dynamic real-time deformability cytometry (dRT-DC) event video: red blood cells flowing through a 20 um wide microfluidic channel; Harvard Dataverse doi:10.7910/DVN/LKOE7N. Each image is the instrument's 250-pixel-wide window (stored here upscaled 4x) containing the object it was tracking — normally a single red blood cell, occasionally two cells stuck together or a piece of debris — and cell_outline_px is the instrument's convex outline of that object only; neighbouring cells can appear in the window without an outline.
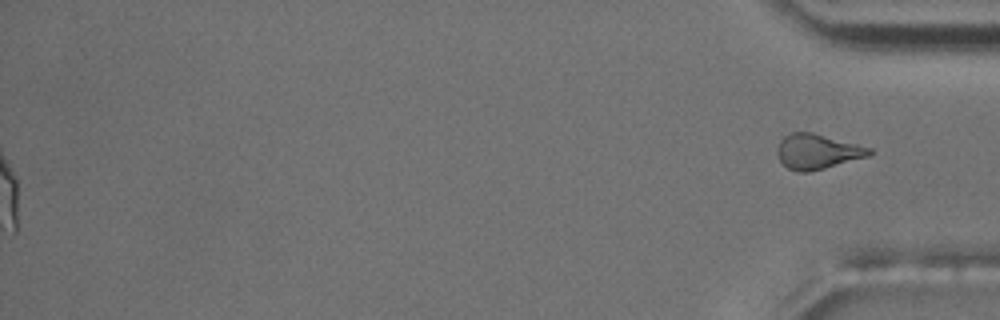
{"species": "common noctule bat (a hibernating species)", "species_latin": "Nyctalus noctula", "temperature_condition": "room temperature", "stored_images_in_passage": 56, "camera_frame_rate_fps": 3000, "um_per_image_px": 0.085, "animal": {"sex": "male", "body_mass_g": 17.5, "forearm_length_mm": 52.3}, "frame": {"image": 1, "passage_image": 56, "time_ms": 18.333, "image_size_px": [1000, 320], "cell_outline_px": [[872, 152], [868, 156], [824, 168], [808, 172], [796, 172], [788, 168], [780, 160], [776, 152], [780, 140], [784, 136], [792, 132], [812, 132], [872, 148]], "centroid_in_image_um": [69.45, 12.88], "position_along_channel_um": 365.8, "area_um2": 18.61}, "authors_computed_cell_mechanics": {"area_um2": 20.5768, "velocity_mm_per_s": 3.678, "shape_relaxation_time_tau1_ms": 5.3976, "shape_relaxation_time_tau2_ms": 1.3696, "deformation_change_tau1": 0.163, "deformation_change_tau2": 0.0615}}